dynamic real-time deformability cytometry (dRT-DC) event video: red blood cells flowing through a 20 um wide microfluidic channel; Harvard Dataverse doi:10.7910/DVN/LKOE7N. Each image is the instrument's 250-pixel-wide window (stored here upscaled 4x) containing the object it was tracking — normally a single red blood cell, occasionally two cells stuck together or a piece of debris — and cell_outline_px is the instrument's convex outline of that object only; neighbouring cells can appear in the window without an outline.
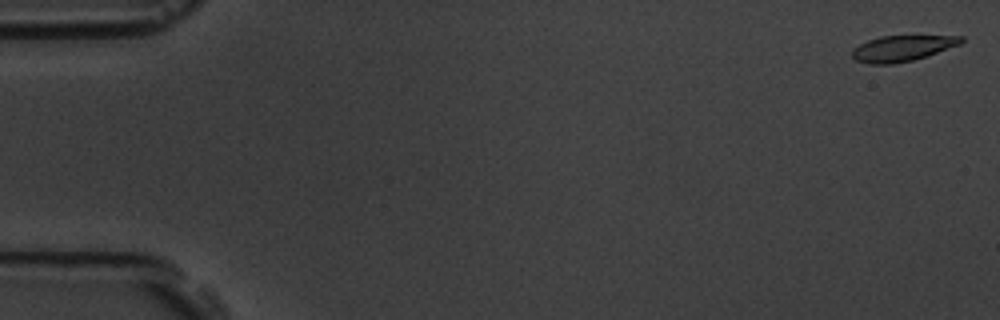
{"species": "common noctule bat (a hibernating species)", "species_latin": "Nyctalus noctula", "temperature_condition": "room temperature", "stored_images_in_passage": 15, "camera_frame_rate_fps": 3000, "um_per_image_px": 0.085, "animal": {"sex": "male", "body_mass_g": 19.5, "forearm_length_mm": 54.6}, "frame": {"image": 1, "passage_image": 1, "time_ms": 0.0, "image_size_px": [1000, 320], "cell_outline_px": [[964, 40], [960, 44], [912, 60], [892, 64], [868, 64], [856, 60], [852, 56], [852, 48], [868, 40], [880, 36], [964, 36]], "centroid_in_image_um": [76.64, 4.1], "position_along_channel_um": 8.4, "area_um2": 16.13}}
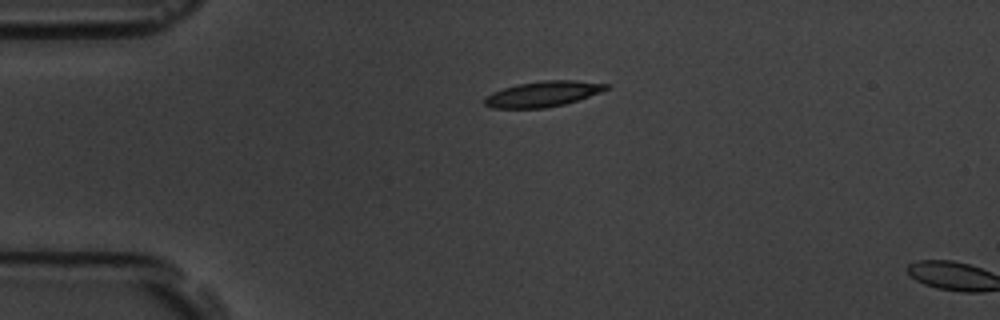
{"frame": {"image": 2, "passage_image": 13, "time_ms": 4.0, "image_size_px": [1000, 320], "cell_outline_px": [[608, 88], [600, 92], [564, 104], [544, 108], [492, 108], [484, 104], [484, 96], [492, 92], [516, 84], [544, 80], [576, 80], [608, 84]], "centroid_in_image_um": [46.09, 7.98], "position_along_channel_um": 38.9, "area_um2": 17.98}}